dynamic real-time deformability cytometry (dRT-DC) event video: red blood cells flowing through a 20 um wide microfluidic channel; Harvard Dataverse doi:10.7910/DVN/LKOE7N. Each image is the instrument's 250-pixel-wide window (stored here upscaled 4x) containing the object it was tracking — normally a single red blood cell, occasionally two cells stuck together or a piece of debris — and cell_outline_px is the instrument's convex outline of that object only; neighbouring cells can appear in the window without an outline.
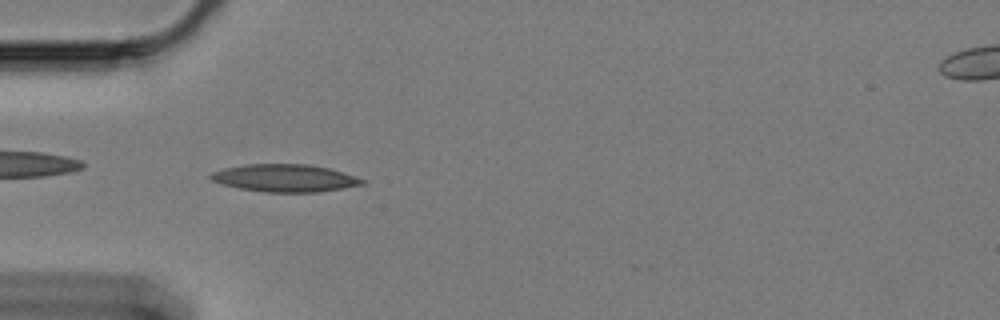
{"species": "Egyptian fruit bat (a non-hibernating species)", "species_latin": "Rousettus aegyptiacus", "temperature_condition": "cold", "stored_images_in_passage": 59, "camera_frame_rate_fps": 3000, "um_per_image_px": 0.085, "animal": {"sex": "female"}, "frame": {"image": 1, "passage_image": 17, "time_ms": 5.333, "image_size_px": [1000, 320], "cell_outline_px": [[364, 184], [320, 192], [264, 192], [240, 188], [224, 184], [212, 180], [208, 176], [212, 172], [224, 168], [244, 164], [308, 164], [328, 168], [364, 180]], "centroid_in_image_um": [24.16, 15.13], "position_along_channel_um": 60.8, "area_um2": 23.99}}
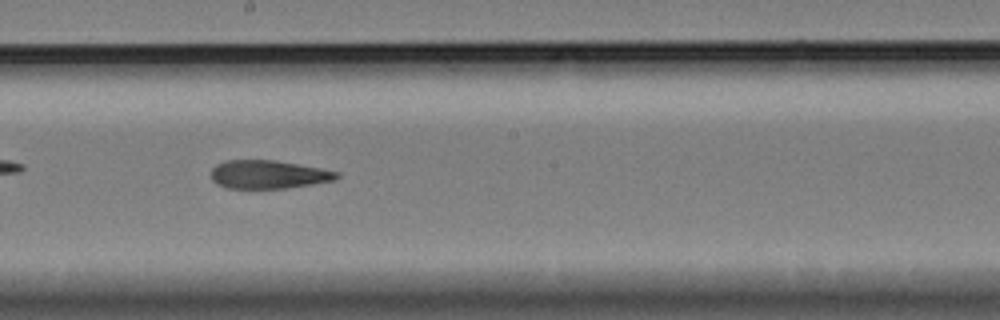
{"frame": {"image": 2, "passage_image": 32, "time_ms": 10.333, "image_size_px": [1000, 320], "cell_outline_px": [[340, 176], [336, 180], [288, 188], [224, 188], [216, 184], [212, 180], [212, 168], [216, 164], [224, 160], [272, 160], [320, 168], [340, 172]], "centroid_in_image_um": [22.8, 14.83], "position_along_channel_um": 225.4, "area_um2": 20.81}}
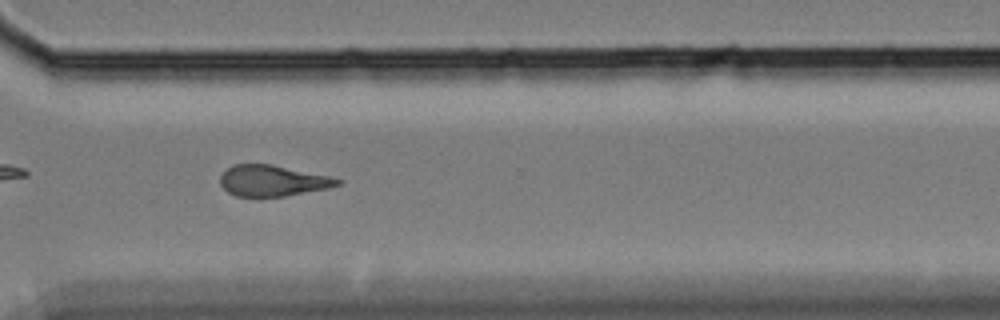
{"frame": {"image": 3, "passage_image": 43, "time_ms": 14.0, "image_size_px": [1000, 320], "cell_outline_px": [[344, 180], [340, 184], [328, 188], [284, 196], [236, 196], [228, 192], [220, 184], [220, 176], [232, 164], [272, 164], [328, 176]], "centroid_in_image_um": [23.16, 15.35], "position_along_channel_um": 347.4, "area_um2": 20.98}, "authors_computed_cell_mechanics": {"area_um2": 21.7906, "velocity_mm_per_s": 3.3329, "shape_relaxation_time_tau1_ms": null, "shape_relaxation_time_tau2_ms": 3.2976, "deformation_change_tau1": null, "deformation_change_tau2": 0.1339}}